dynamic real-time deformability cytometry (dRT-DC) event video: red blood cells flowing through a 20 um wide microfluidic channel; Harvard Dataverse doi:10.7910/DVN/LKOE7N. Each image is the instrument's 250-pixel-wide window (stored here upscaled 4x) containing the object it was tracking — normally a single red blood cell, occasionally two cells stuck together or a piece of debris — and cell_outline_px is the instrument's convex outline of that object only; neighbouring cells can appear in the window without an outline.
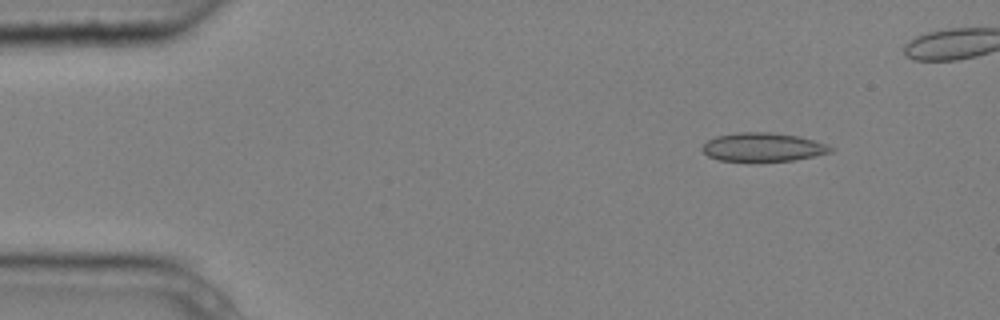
{"species": "common noctule bat (a hibernating species)", "species_latin": "Nyctalus noctula", "temperature_condition": "cold", "stored_images_in_passage": 5, "camera_frame_rate_fps": 3000, "um_per_image_px": 0.085, "animal": {"sex": "male", "body_mass_g": 20.4}, "frame": {"image": 1, "passage_image": 1, "time_ms": 0.0, "image_size_px": [1000, 320], "cell_outline_px": [[836, 148], [832, 152], [796, 160], [720, 160], [708, 156], [700, 148], [708, 140], [716, 136], [736, 132], [768, 132], [796, 136], [812, 140]], "centroid_in_image_um": [64.84, 12.49], "position_along_channel_um": 20.2, "area_um2": 21.04}}
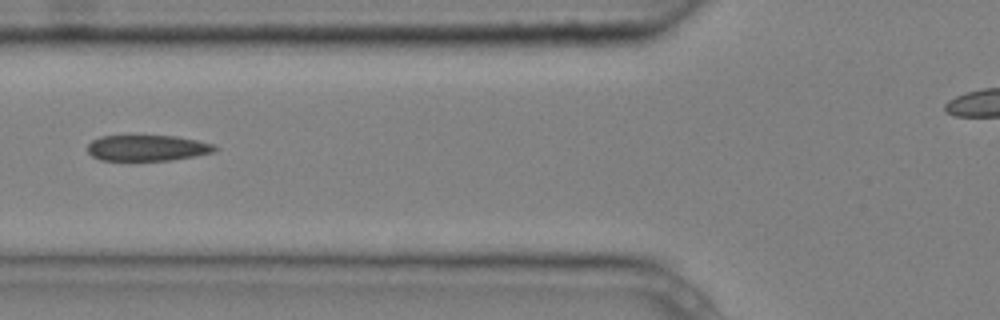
{"frame": {"image": 2, "passage_image": 5, "time_ms": 1.333, "image_size_px": [1000, 320], "cell_outline_px": [[220, 148], [212, 152], [196, 156], [172, 160], [100, 160], [92, 156], [88, 152], [88, 144], [92, 140], [100, 136], [176, 136], [196, 140], [212, 144]], "centroid_in_image_um": [12.52, 12.58], "position_along_channel_um": 113.3, "area_um2": 19.13}}